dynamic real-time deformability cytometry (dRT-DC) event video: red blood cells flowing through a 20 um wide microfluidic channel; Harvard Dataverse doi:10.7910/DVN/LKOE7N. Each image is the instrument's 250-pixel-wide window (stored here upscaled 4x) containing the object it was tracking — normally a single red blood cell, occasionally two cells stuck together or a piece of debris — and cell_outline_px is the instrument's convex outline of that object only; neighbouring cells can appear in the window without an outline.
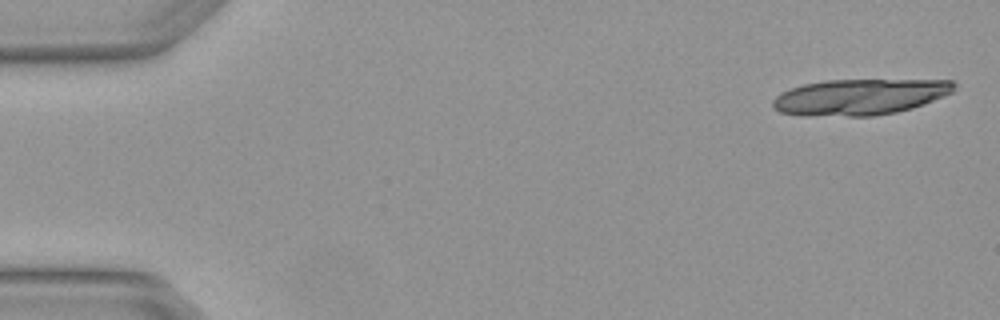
{"species": "Egyptian fruit bat (a non-hibernating species)", "species_latin": "Rousettus aegyptiacus", "temperature_condition": "warm", "stored_images_in_passage": 3, "camera_frame_rate_fps": 3000, "um_per_image_px": 0.085, "animal": {"sex": "female"}, "frame": {"image": 1, "passage_image": 1, "time_ms": 0.0, "image_size_px": [1000, 320], "cell_outline_px": [[956, 88], [952, 92], [944, 96], [924, 104], [912, 108], [896, 112], [872, 116], [804, 116], [780, 112], [772, 108], [772, 100], [776, 96], [792, 88], [804, 84], [824, 80], [952, 80], [956, 84]], "centroid_in_image_um": [73.08, 8.24], "position_along_channel_um": 11.9, "area_um2": 38.15}}